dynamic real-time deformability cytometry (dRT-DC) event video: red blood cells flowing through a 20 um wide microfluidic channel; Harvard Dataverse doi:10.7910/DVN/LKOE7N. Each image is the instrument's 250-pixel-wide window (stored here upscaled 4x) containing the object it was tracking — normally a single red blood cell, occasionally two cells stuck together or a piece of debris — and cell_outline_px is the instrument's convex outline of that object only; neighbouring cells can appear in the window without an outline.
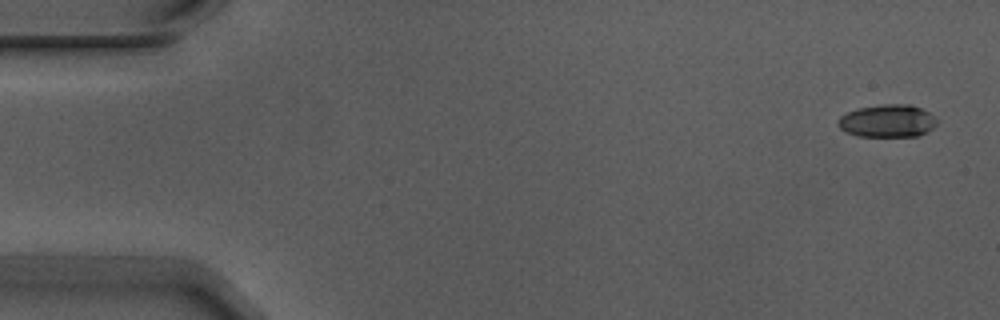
{"species": "Egyptian fruit bat (a non-hibernating species)", "species_latin": "Rousettus aegyptiacus", "temperature_condition": "warm", "stored_images_in_passage": 4, "camera_frame_rate_fps": 3000, "um_per_image_px": 0.085, "animal": {"sex": "male"}, "frame": {"image": 1, "passage_image": 1, "time_ms": 0.0, "image_size_px": [1000, 320], "cell_outline_px": [[936, 124], [928, 132], [920, 136], [860, 136], [844, 132], [836, 124], [840, 116], [848, 112], [860, 108], [884, 104], [908, 104], [920, 108], [928, 112], [936, 120]], "centroid_in_image_um": [75.41, 10.29], "position_along_channel_um": 9.6, "area_um2": 18.73}}